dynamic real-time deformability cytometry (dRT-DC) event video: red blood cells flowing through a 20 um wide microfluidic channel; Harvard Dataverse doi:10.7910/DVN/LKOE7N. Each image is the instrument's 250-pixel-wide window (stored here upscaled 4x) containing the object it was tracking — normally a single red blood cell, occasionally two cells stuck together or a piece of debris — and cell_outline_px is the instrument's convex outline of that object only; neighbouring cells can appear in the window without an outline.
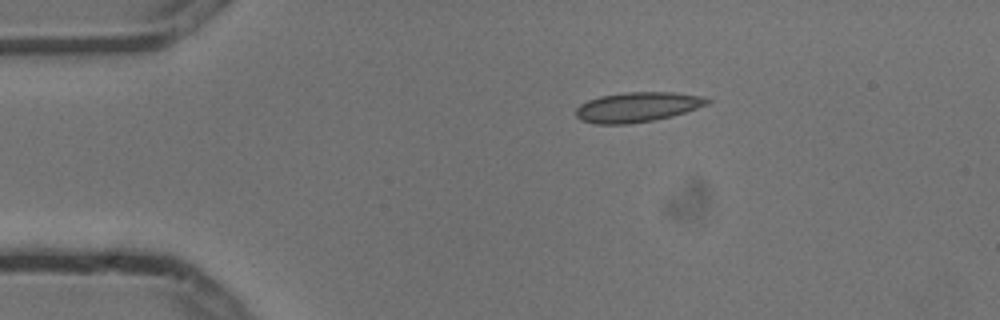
{"species": "common noctule bat (a hibernating species)", "species_latin": "Nyctalus noctula", "temperature_condition": "cold", "stored_images_in_passage": 5, "camera_frame_rate_fps": 3000, "um_per_image_px": 0.085, "animal": {"sex": "male", "body_mass_g": 13.3}, "frame": {"image": 1, "passage_image": 1, "time_ms": 0.0, "image_size_px": [1000, 320], "cell_outline_px": [[712, 100], [708, 104], [672, 116], [652, 120], [628, 124], [596, 124], [580, 120], [576, 116], [576, 108], [580, 104], [588, 100], [600, 96], [624, 92], [672, 92], [704, 96]], "centroid_in_image_um": [54.16, 9.09], "position_along_channel_um": 30.8, "area_um2": 22.89}}
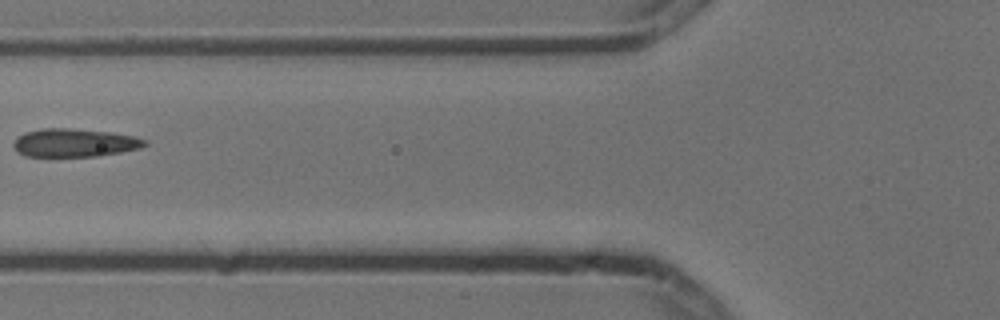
{"frame": {"image": 2, "passage_image": 4, "time_ms": 1.0, "image_size_px": [1000, 320], "cell_outline_px": [[148, 144], [140, 148], [120, 152], [96, 156], [24, 156], [12, 144], [16, 136], [24, 132], [40, 128], [68, 128], [108, 132], [136, 136], [148, 140]], "centroid_in_image_um": [6.33, 12.12], "position_along_channel_um": 119.5, "area_um2": 21.62}}
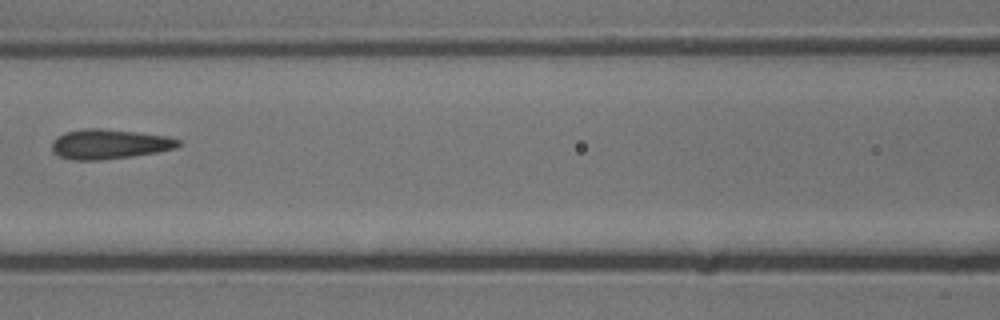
{"frame": {"image": 3, "passage_image": 5, "time_ms": 1.333, "image_size_px": [1000, 320], "cell_outline_px": [[180, 144], [176, 148], [156, 152], [132, 156], [100, 160], [72, 160], [60, 156], [52, 152], [52, 140], [56, 136], [64, 132], [84, 128], [100, 128], [136, 132], [168, 136], [180, 140]], "centroid_in_image_um": [9.25, 12.24], "position_along_channel_um": 157.3, "area_um2": 22.02}}